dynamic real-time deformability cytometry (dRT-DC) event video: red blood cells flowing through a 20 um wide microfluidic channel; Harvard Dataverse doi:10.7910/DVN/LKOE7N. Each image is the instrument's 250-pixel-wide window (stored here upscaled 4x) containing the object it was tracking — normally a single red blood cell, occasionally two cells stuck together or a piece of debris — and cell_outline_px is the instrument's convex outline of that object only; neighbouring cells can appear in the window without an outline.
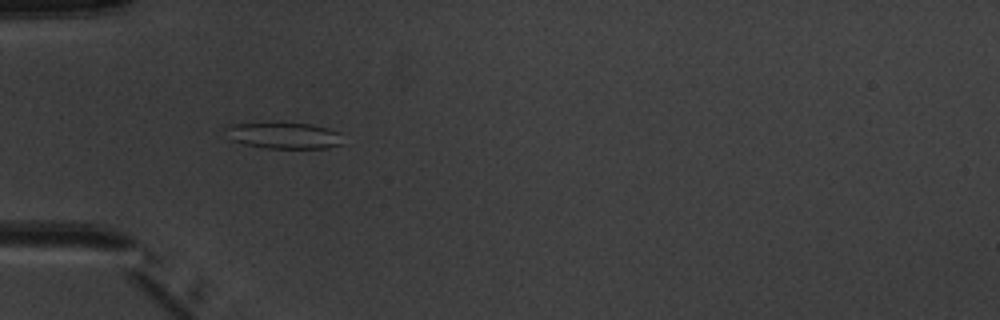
{"species": "common noctule bat (a hibernating species)", "species_latin": "Nyctalus noctula", "temperature_condition": "warm", "stored_images_in_passage": 5, "camera_frame_rate_fps": 3000, "um_per_image_px": 0.085, "animal": {"sex": "male", "body_mass_g": 20.1, "forearm_length_mm": 53.5}, "frame": {"image": 1, "passage_image": 4, "time_ms": 3.333, "image_size_px": [1000, 320], "cell_outline_px": [[340, 144], [328, 148], [264, 148], [244, 144], [232, 140], [224, 128], [228, 124], [312, 124], [328, 128], [340, 132]], "centroid_in_image_um": [24.13, 11.53], "position_along_channel_um": 60.9, "area_um2": 17.51}}
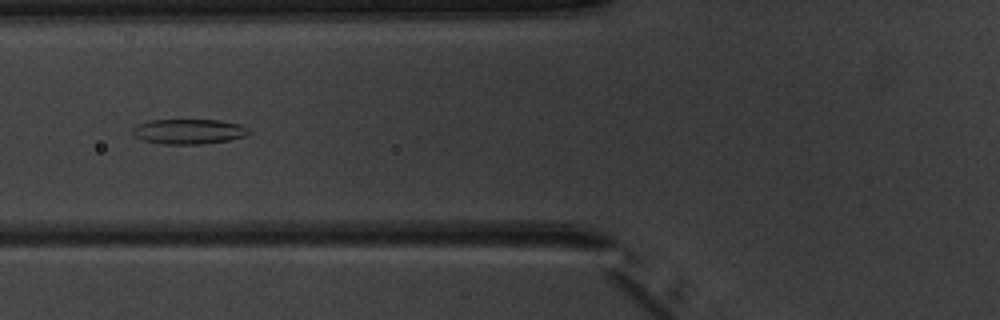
{"frame": {"image": 2, "passage_image": 5, "time_ms": 4.667, "image_size_px": [1000, 320], "cell_outline_px": [[252, 132], [244, 136], [228, 140], [204, 144], [164, 144], [144, 140], [136, 136], [132, 132], [132, 128], [136, 124], [148, 120], [220, 120], [244, 124]], "centroid_in_image_um": [16.08, 11.16], "position_along_channel_um": 109.7, "area_um2": 17.11}}